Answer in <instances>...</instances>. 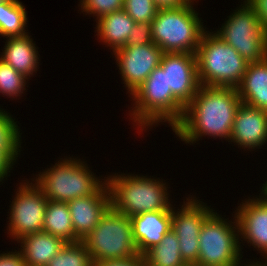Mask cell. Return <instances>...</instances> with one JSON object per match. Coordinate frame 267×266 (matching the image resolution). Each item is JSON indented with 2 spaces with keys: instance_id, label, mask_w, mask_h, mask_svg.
<instances>
[{
  "instance_id": "obj_36",
  "label": "cell",
  "mask_w": 267,
  "mask_h": 266,
  "mask_svg": "<svg viewBox=\"0 0 267 266\" xmlns=\"http://www.w3.org/2000/svg\"><path fill=\"white\" fill-rule=\"evenodd\" d=\"M261 259H262L261 261H260V259H258L259 260L258 261L257 258L254 259V257H253V259H249V260L247 259L246 262L249 261V262H247V264H256L259 266H267V258L264 260L261 257ZM251 260H253V261H251Z\"/></svg>"
},
{
  "instance_id": "obj_38",
  "label": "cell",
  "mask_w": 267,
  "mask_h": 266,
  "mask_svg": "<svg viewBox=\"0 0 267 266\" xmlns=\"http://www.w3.org/2000/svg\"><path fill=\"white\" fill-rule=\"evenodd\" d=\"M6 1H9V0H0V4H1V3H4V2H6Z\"/></svg>"
},
{
  "instance_id": "obj_29",
  "label": "cell",
  "mask_w": 267,
  "mask_h": 266,
  "mask_svg": "<svg viewBox=\"0 0 267 266\" xmlns=\"http://www.w3.org/2000/svg\"><path fill=\"white\" fill-rule=\"evenodd\" d=\"M123 9L136 23H152L158 10L153 0H124Z\"/></svg>"
},
{
  "instance_id": "obj_12",
  "label": "cell",
  "mask_w": 267,
  "mask_h": 266,
  "mask_svg": "<svg viewBox=\"0 0 267 266\" xmlns=\"http://www.w3.org/2000/svg\"><path fill=\"white\" fill-rule=\"evenodd\" d=\"M163 50L156 44L124 46L112 54L124 88L130 97L148 78L151 72L160 66Z\"/></svg>"
},
{
  "instance_id": "obj_27",
  "label": "cell",
  "mask_w": 267,
  "mask_h": 266,
  "mask_svg": "<svg viewBox=\"0 0 267 266\" xmlns=\"http://www.w3.org/2000/svg\"><path fill=\"white\" fill-rule=\"evenodd\" d=\"M47 266H94V263L82 241L65 243Z\"/></svg>"
},
{
  "instance_id": "obj_17",
  "label": "cell",
  "mask_w": 267,
  "mask_h": 266,
  "mask_svg": "<svg viewBox=\"0 0 267 266\" xmlns=\"http://www.w3.org/2000/svg\"><path fill=\"white\" fill-rule=\"evenodd\" d=\"M131 224L138 253L143 256L172 229V211L143 212L132 216Z\"/></svg>"
},
{
  "instance_id": "obj_24",
  "label": "cell",
  "mask_w": 267,
  "mask_h": 266,
  "mask_svg": "<svg viewBox=\"0 0 267 266\" xmlns=\"http://www.w3.org/2000/svg\"><path fill=\"white\" fill-rule=\"evenodd\" d=\"M20 0H9L0 4V36L15 37L28 33V17ZM27 29V30H26ZM28 31V32H27Z\"/></svg>"
},
{
  "instance_id": "obj_9",
  "label": "cell",
  "mask_w": 267,
  "mask_h": 266,
  "mask_svg": "<svg viewBox=\"0 0 267 266\" xmlns=\"http://www.w3.org/2000/svg\"><path fill=\"white\" fill-rule=\"evenodd\" d=\"M213 32L231 45L248 63L267 57V36L255 11L243 0Z\"/></svg>"
},
{
  "instance_id": "obj_31",
  "label": "cell",
  "mask_w": 267,
  "mask_h": 266,
  "mask_svg": "<svg viewBox=\"0 0 267 266\" xmlns=\"http://www.w3.org/2000/svg\"><path fill=\"white\" fill-rule=\"evenodd\" d=\"M5 252L0 253V266H27L19 250Z\"/></svg>"
},
{
  "instance_id": "obj_25",
  "label": "cell",
  "mask_w": 267,
  "mask_h": 266,
  "mask_svg": "<svg viewBox=\"0 0 267 266\" xmlns=\"http://www.w3.org/2000/svg\"><path fill=\"white\" fill-rule=\"evenodd\" d=\"M12 114L0 107V148L5 151L17 164L21 148L22 130L19 121ZM21 132V133H20Z\"/></svg>"
},
{
  "instance_id": "obj_18",
  "label": "cell",
  "mask_w": 267,
  "mask_h": 266,
  "mask_svg": "<svg viewBox=\"0 0 267 266\" xmlns=\"http://www.w3.org/2000/svg\"><path fill=\"white\" fill-rule=\"evenodd\" d=\"M29 35L30 33L24 36L3 38L6 39L5 46L0 52V58L3 61L28 79L33 78L40 68L39 48Z\"/></svg>"
},
{
  "instance_id": "obj_19",
  "label": "cell",
  "mask_w": 267,
  "mask_h": 266,
  "mask_svg": "<svg viewBox=\"0 0 267 266\" xmlns=\"http://www.w3.org/2000/svg\"><path fill=\"white\" fill-rule=\"evenodd\" d=\"M27 266H47L49 261L65 245L61 238L40 231L21 237L16 241Z\"/></svg>"
},
{
  "instance_id": "obj_26",
  "label": "cell",
  "mask_w": 267,
  "mask_h": 266,
  "mask_svg": "<svg viewBox=\"0 0 267 266\" xmlns=\"http://www.w3.org/2000/svg\"><path fill=\"white\" fill-rule=\"evenodd\" d=\"M29 80L31 79L14 70L0 58V94L3 95L2 97L19 100L27 92Z\"/></svg>"
},
{
  "instance_id": "obj_7",
  "label": "cell",
  "mask_w": 267,
  "mask_h": 266,
  "mask_svg": "<svg viewBox=\"0 0 267 266\" xmlns=\"http://www.w3.org/2000/svg\"><path fill=\"white\" fill-rule=\"evenodd\" d=\"M93 263L139 256L131 217L110 206L96 227L82 240Z\"/></svg>"
},
{
  "instance_id": "obj_39",
  "label": "cell",
  "mask_w": 267,
  "mask_h": 266,
  "mask_svg": "<svg viewBox=\"0 0 267 266\" xmlns=\"http://www.w3.org/2000/svg\"><path fill=\"white\" fill-rule=\"evenodd\" d=\"M247 266H259V265H256V264H248Z\"/></svg>"
},
{
  "instance_id": "obj_32",
  "label": "cell",
  "mask_w": 267,
  "mask_h": 266,
  "mask_svg": "<svg viewBox=\"0 0 267 266\" xmlns=\"http://www.w3.org/2000/svg\"><path fill=\"white\" fill-rule=\"evenodd\" d=\"M256 13L267 36V0H244Z\"/></svg>"
},
{
  "instance_id": "obj_2",
  "label": "cell",
  "mask_w": 267,
  "mask_h": 266,
  "mask_svg": "<svg viewBox=\"0 0 267 266\" xmlns=\"http://www.w3.org/2000/svg\"><path fill=\"white\" fill-rule=\"evenodd\" d=\"M132 101L128 119L137 133L167 125L173 129L183 118L185 107L166 85V73L158 66L145 82L129 97ZM161 123V124H160ZM155 126V127H154ZM140 131V132H139Z\"/></svg>"
},
{
  "instance_id": "obj_28",
  "label": "cell",
  "mask_w": 267,
  "mask_h": 266,
  "mask_svg": "<svg viewBox=\"0 0 267 266\" xmlns=\"http://www.w3.org/2000/svg\"><path fill=\"white\" fill-rule=\"evenodd\" d=\"M79 14L88 15L97 21L99 18L114 11L122 10L124 0H79Z\"/></svg>"
},
{
  "instance_id": "obj_14",
  "label": "cell",
  "mask_w": 267,
  "mask_h": 266,
  "mask_svg": "<svg viewBox=\"0 0 267 266\" xmlns=\"http://www.w3.org/2000/svg\"><path fill=\"white\" fill-rule=\"evenodd\" d=\"M160 67L166 73L167 88L186 107L200 87L196 54L163 53Z\"/></svg>"
},
{
  "instance_id": "obj_10",
  "label": "cell",
  "mask_w": 267,
  "mask_h": 266,
  "mask_svg": "<svg viewBox=\"0 0 267 266\" xmlns=\"http://www.w3.org/2000/svg\"><path fill=\"white\" fill-rule=\"evenodd\" d=\"M31 180V181H30ZM28 178L21 180L12 194L5 233L14 244L21 237L43 231V222L48 199L40 187ZM19 185V186H18Z\"/></svg>"
},
{
  "instance_id": "obj_6",
  "label": "cell",
  "mask_w": 267,
  "mask_h": 266,
  "mask_svg": "<svg viewBox=\"0 0 267 266\" xmlns=\"http://www.w3.org/2000/svg\"><path fill=\"white\" fill-rule=\"evenodd\" d=\"M200 85L237 88L248 62L212 29L205 30L196 51Z\"/></svg>"
},
{
  "instance_id": "obj_5",
  "label": "cell",
  "mask_w": 267,
  "mask_h": 266,
  "mask_svg": "<svg viewBox=\"0 0 267 266\" xmlns=\"http://www.w3.org/2000/svg\"><path fill=\"white\" fill-rule=\"evenodd\" d=\"M196 2L191 0L182 7L157 10L151 23L152 39L164 53L196 54L203 32L209 29L195 10Z\"/></svg>"
},
{
  "instance_id": "obj_4",
  "label": "cell",
  "mask_w": 267,
  "mask_h": 266,
  "mask_svg": "<svg viewBox=\"0 0 267 266\" xmlns=\"http://www.w3.org/2000/svg\"><path fill=\"white\" fill-rule=\"evenodd\" d=\"M68 156L58 157L50 168L47 165L45 170L31 176L48 200L67 203L76 198L90 196L107 181L106 175L103 179L102 175L98 177L90 170L91 166H88L85 158H74L73 154Z\"/></svg>"
},
{
  "instance_id": "obj_13",
  "label": "cell",
  "mask_w": 267,
  "mask_h": 266,
  "mask_svg": "<svg viewBox=\"0 0 267 266\" xmlns=\"http://www.w3.org/2000/svg\"><path fill=\"white\" fill-rule=\"evenodd\" d=\"M241 200L235 213L239 228V242L241 251L244 243L253 246L264 259L267 258V198L259 195H251ZM244 241V242H243ZM248 244V245H247ZM243 245V246H242Z\"/></svg>"
},
{
  "instance_id": "obj_20",
  "label": "cell",
  "mask_w": 267,
  "mask_h": 266,
  "mask_svg": "<svg viewBox=\"0 0 267 266\" xmlns=\"http://www.w3.org/2000/svg\"><path fill=\"white\" fill-rule=\"evenodd\" d=\"M136 22L125 12L124 9L106 14L96 21V29L99 42L108 47L111 53L124 47L129 38V33L135 27Z\"/></svg>"
},
{
  "instance_id": "obj_8",
  "label": "cell",
  "mask_w": 267,
  "mask_h": 266,
  "mask_svg": "<svg viewBox=\"0 0 267 266\" xmlns=\"http://www.w3.org/2000/svg\"><path fill=\"white\" fill-rule=\"evenodd\" d=\"M231 214L233 218L229 220L214 211L205 220L199 233V256L195 266L248 265L242 260L244 252L240 248L236 215Z\"/></svg>"
},
{
  "instance_id": "obj_3",
  "label": "cell",
  "mask_w": 267,
  "mask_h": 266,
  "mask_svg": "<svg viewBox=\"0 0 267 266\" xmlns=\"http://www.w3.org/2000/svg\"><path fill=\"white\" fill-rule=\"evenodd\" d=\"M119 173L106 176L111 206L116 211L128 217L143 212L172 211L173 201L169 198L171 187L166 180L142 174Z\"/></svg>"
},
{
  "instance_id": "obj_23",
  "label": "cell",
  "mask_w": 267,
  "mask_h": 266,
  "mask_svg": "<svg viewBox=\"0 0 267 266\" xmlns=\"http://www.w3.org/2000/svg\"><path fill=\"white\" fill-rule=\"evenodd\" d=\"M146 266H188L181 257L176 233L170 229L162 241L144 255Z\"/></svg>"
},
{
  "instance_id": "obj_30",
  "label": "cell",
  "mask_w": 267,
  "mask_h": 266,
  "mask_svg": "<svg viewBox=\"0 0 267 266\" xmlns=\"http://www.w3.org/2000/svg\"><path fill=\"white\" fill-rule=\"evenodd\" d=\"M152 42L151 23L142 22L136 23L135 27L132 28L125 46H141Z\"/></svg>"
},
{
  "instance_id": "obj_11",
  "label": "cell",
  "mask_w": 267,
  "mask_h": 266,
  "mask_svg": "<svg viewBox=\"0 0 267 266\" xmlns=\"http://www.w3.org/2000/svg\"><path fill=\"white\" fill-rule=\"evenodd\" d=\"M186 196L179 204L181 209L174 207L175 203L172 206V230L177 235L182 259L188 266H195L199 256L201 227L215 209L203 202L204 199L196 198V195Z\"/></svg>"
},
{
  "instance_id": "obj_15",
  "label": "cell",
  "mask_w": 267,
  "mask_h": 266,
  "mask_svg": "<svg viewBox=\"0 0 267 266\" xmlns=\"http://www.w3.org/2000/svg\"><path fill=\"white\" fill-rule=\"evenodd\" d=\"M229 142L242 148L244 152L255 151L267 145V111L241 102Z\"/></svg>"
},
{
  "instance_id": "obj_37",
  "label": "cell",
  "mask_w": 267,
  "mask_h": 266,
  "mask_svg": "<svg viewBox=\"0 0 267 266\" xmlns=\"http://www.w3.org/2000/svg\"><path fill=\"white\" fill-rule=\"evenodd\" d=\"M264 183L262 184V188H260L261 190H259V192H261L260 193L261 196L267 198V180Z\"/></svg>"
},
{
  "instance_id": "obj_33",
  "label": "cell",
  "mask_w": 267,
  "mask_h": 266,
  "mask_svg": "<svg viewBox=\"0 0 267 266\" xmlns=\"http://www.w3.org/2000/svg\"><path fill=\"white\" fill-rule=\"evenodd\" d=\"M15 161L0 148V185L11 175ZM2 182V183H1Z\"/></svg>"
},
{
  "instance_id": "obj_35",
  "label": "cell",
  "mask_w": 267,
  "mask_h": 266,
  "mask_svg": "<svg viewBox=\"0 0 267 266\" xmlns=\"http://www.w3.org/2000/svg\"><path fill=\"white\" fill-rule=\"evenodd\" d=\"M158 9L177 8L188 4L191 0H153Z\"/></svg>"
},
{
  "instance_id": "obj_1",
  "label": "cell",
  "mask_w": 267,
  "mask_h": 266,
  "mask_svg": "<svg viewBox=\"0 0 267 266\" xmlns=\"http://www.w3.org/2000/svg\"><path fill=\"white\" fill-rule=\"evenodd\" d=\"M241 102L236 88L200 85L172 131L187 145L197 144L205 136L229 142Z\"/></svg>"
},
{
  "instance_id": "obj_16",
  "label": "cell",
  "mask_w": 267,
  "mask_h": 266,
  "mask_svg": "<svg viewBox=\"0 0 267 266\" xmlns=\"http://www.w3.org/2000/svg\"><path fill=\"white\" fill-rule=\"evenodd\" d=\"M74 234L82 241L99 223L111 206L107 181L93 194L67 202Z\"/></svg>"
},
{
  "instance_id": "obj_34",
  "label": "cell",
  "mask_w": 267,
  "mask_h": 266,
  "mask_svg": "<svg viewBox=\"0 0 267 266\" xmlns=\"http://www.w3.org/2000/svg\"><path fill=\"white\" fill-rule=\"evenodd\" d=\"M94 266H146L145 259L142 255H139L130 259L123 260H106L102 262L94 263Z\"/></svg>"
},
{
  "instance_id": "obj_21",
  "label": "cell",
  "mask_w": 267,
  "mask_h": 266,
  "mask_svg": "<svg viewBox=\"0 0 267 266\" xmlns=\"http://www.w3.org/2000/svg\"><path fill=\"white\" fill-rule=\"evenodd\" d=\"M236 89L243 103L267 111V58L248 63L243 79Z\"/></svg>"
},
{
  "instance_id": "obj_22",
  "label": "cell",
  "mask_w": 267,
  "mask_h": 266,
  "mask_svg": "<svg viewBox=\"0 0 267 266\" xmlns=\"http://www.w3.org/2000/svg\"><path fill=\"white\" fill-rule=\"evenodd\" d=\"M43 231L61 238L66 243L81 241L74 234L71 215L66 202L48 200L44 214Z\"/></svg>"
}]
</instances>
